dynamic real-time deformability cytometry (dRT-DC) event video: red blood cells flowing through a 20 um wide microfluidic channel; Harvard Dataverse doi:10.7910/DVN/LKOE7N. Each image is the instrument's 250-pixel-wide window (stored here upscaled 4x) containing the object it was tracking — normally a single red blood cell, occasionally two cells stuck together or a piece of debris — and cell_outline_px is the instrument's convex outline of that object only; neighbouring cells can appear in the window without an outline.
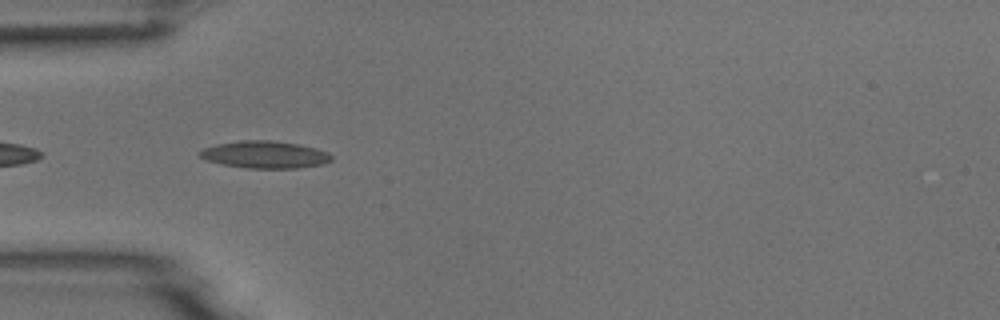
{"species": "common noctule bat (a hibernating species)", "species_latin": "Nyctalus noctula", "temperature_condition": "room temperature", "stored_images_in_passage": 5, "camera_frame_rate_fps": 3000, "um_per_image_px": 0.085, "animal": {"sex": "male", "body_mass_g": 18.8}, "frame": {"image": 1, "passage_image": 4, "time_ms": 4.333, "image_size_px": [1000, 320], "cell_outline_px": [[332, 160], [324, 164], [296, 168], [244, 168], [220, 164], [196, 156], [196, 152], [204, 148], [216, 144], [240, 140], [272, 140], [296, 144], [316, 148], [328, 152], [332, 156]], "centroid_in_image_um": [22.47, 13.14], "position_along_channel_um": 62.5, "area_um2": 21.1}}